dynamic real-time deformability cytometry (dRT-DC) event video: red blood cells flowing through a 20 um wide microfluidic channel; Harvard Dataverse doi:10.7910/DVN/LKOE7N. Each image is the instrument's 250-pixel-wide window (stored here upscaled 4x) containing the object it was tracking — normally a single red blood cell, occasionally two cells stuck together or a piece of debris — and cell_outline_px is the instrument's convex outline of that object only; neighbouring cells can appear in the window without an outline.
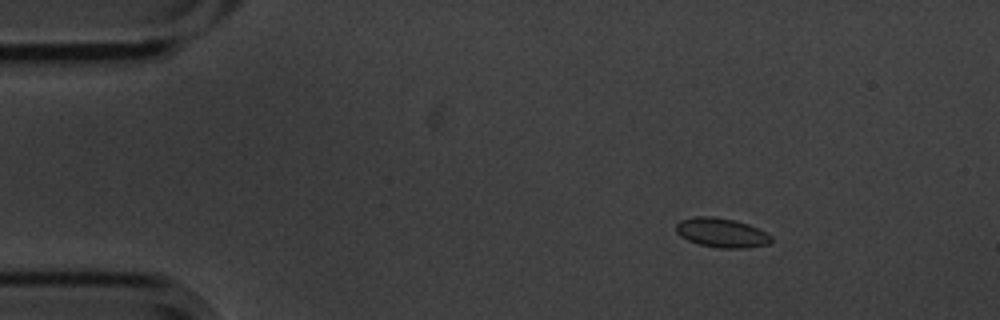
{"species": "common noctule bat (a hibernating species)", "species_latin": "Nyctalus noctula", "temperature_condition": "cold", "stored_images_in_passage": 15, "camera_frame_rate_fps": 3000, "um_per_image_px": 0.085, "animal": {"sex": "male", "body_mass_g": 20.1, "forearm_length_mm": 53.5}, "frame": {"image": 1, "passage_image": 3, "time_ms": 0.667, "image_size_px": [1000, 320], "cell_outline_px": [[772, 240], [768, 244], [744, 248], [716, 248], [700, 244], [688, 240], [680, 236], [676, 232], [676, 224], [680, 220], [696, 216], [712, 216], [732, 220], [748, 224], [772, 236]], "centroid_in_image_um": [61.3, 19.78], "position_along_channel_um": 23.7, "area_um2": 16.13}}
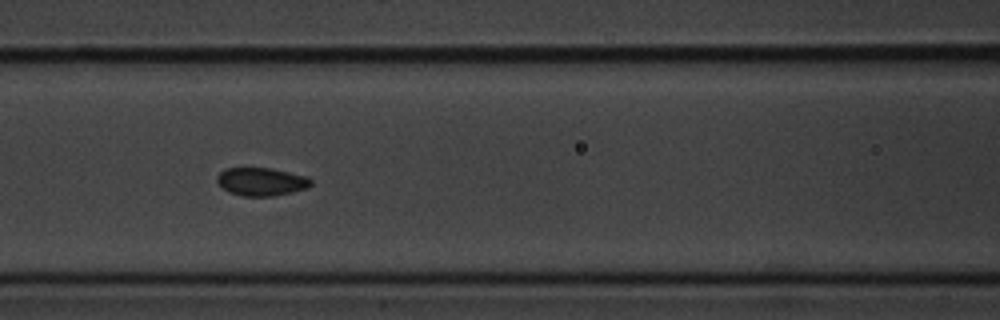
{"frame": {"image": 2, "passage_image": 7, "time_ms": 2.0, "image_size_px": [1000, 320], "cell_outline_px": [[312, 184], [308, 188], [292, 192], [272, 196], [244, 196], [228, 192], [216, 180], [216, 176], [224, 168], [272, 168], [308, 176], [312, 180]], "centroid_in_image_um": [22.24, 15.43], "position_along_channel_um": 144.4, "area_um2": 15.49}}
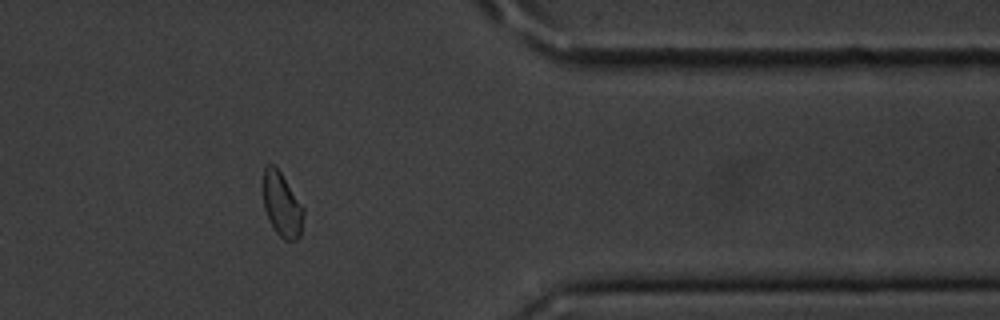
{"frame": {"image": 3, "passage_image": 13, "time_ms": 4.0, "image_size_px": [1000, 320], "cell_outline_px": [[304, 212], [300, 236], [296, 240], [284, 240], [276, 232], [264, 208], [260, 184], [264, 168], [268, 164], [272, 164], [280, 172], [304, 208]], "centroid_in_image_um": [23.92, 17.36], "position_along_channel_um": 387.5, "area_um2": 15.26}}